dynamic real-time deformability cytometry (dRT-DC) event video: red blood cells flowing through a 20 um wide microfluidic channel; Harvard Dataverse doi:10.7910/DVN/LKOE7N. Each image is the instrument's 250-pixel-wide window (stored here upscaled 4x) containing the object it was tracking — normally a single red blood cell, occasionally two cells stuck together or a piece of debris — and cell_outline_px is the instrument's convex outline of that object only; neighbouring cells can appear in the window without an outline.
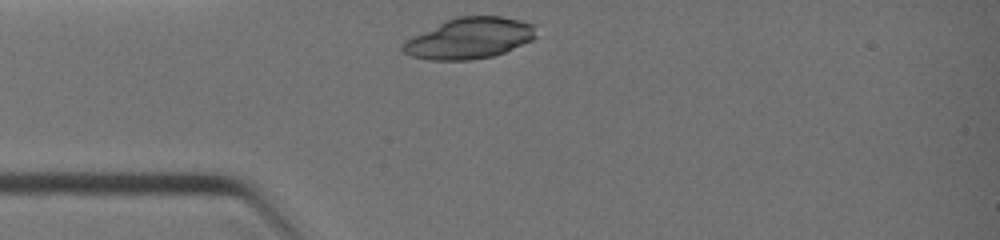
{"species": "common noctule bat (a hibernating species)", "species_latin": "Nyctalus noctula", "temperature_condition": "warm", "stored_images_in_passage": 7, "camera_frame_rate_fps": 3000, "um_per_image_px": 0.085, "animal": {"sex": "female", "body_mass_g": 19.0, "forearm_length_mm": 51.5}, "frame": {"image": 1, "passage_image": 1, "time_ms": 0.0, "image_size_px": [1000, 240], "cell_outline_px": [[536, 36], [532, 40], [504, 52], [492, 56], [468, 60], [428, 60], [412, 56], [404, 52], [400, 48], [404, 40], [456, 16], [500, 16], [536, 24]], "centroid_in_image_um": [39.91, 3.25], "position_along_channel_um": 45.1, "area_um2": 31.67}}
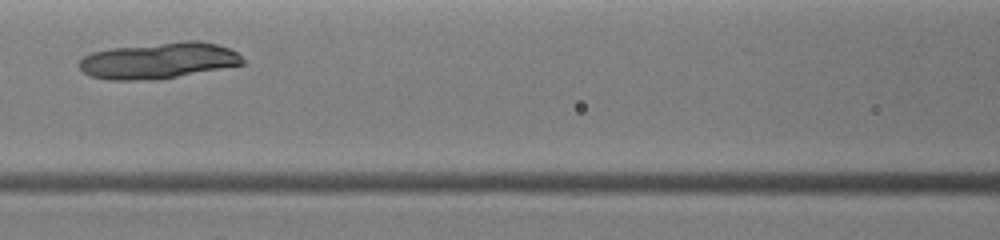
{"frame": {"image": 2, "passage_image": 5, "time_ms": 2.333, "image_size_px": [1000, 240], "cell_outline_px": [[244, 64], [160, 80], [108, 80], [92, 76], [84, 72], [76, 64], [84, 56], [92, 52], [108, 48], [188, 40], [196, 40], [216, 44], [228, 48], [236, 52], [244, 60]], "centroid_in_image_um": [13.45, 5.15], "position_along_channel_um": 153.1, "area_um2": 34.68}}
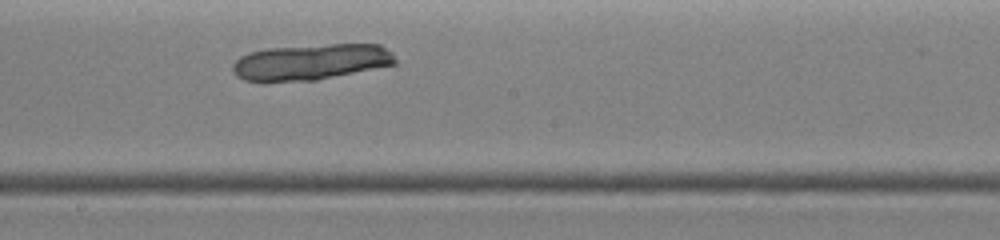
{"frame": {"image": 3, "passage_image": 7, "time_ms": 3.667, "image_size_px": [1000, 240], "cell_outline_px": [[396, 64], [316, 80], [244, 80], [236, 76], [232, 72], [232, 64], [240, 56], [248, 52], [268, 48], [328, 44], [380, 44], [392, 52], [396, 60]], "centroid_in_image_um": [26.43, 5.25], "position_along_channel_um": 221.8, "area_um2": 33.81}}